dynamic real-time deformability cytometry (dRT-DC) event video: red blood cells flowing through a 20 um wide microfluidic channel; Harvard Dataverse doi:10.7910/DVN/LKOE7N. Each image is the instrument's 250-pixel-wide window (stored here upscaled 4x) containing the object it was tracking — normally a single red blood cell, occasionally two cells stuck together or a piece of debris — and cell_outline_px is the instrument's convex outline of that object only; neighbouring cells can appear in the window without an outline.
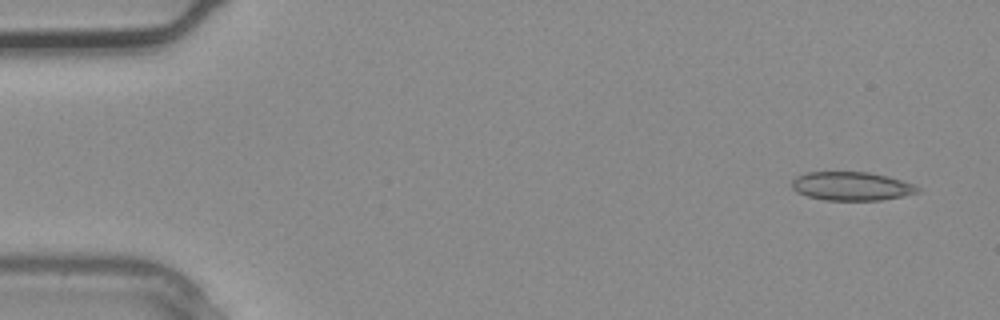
{"species": "common noctule bat (a hibernating species)", "species_latin": "Nyctalus noctula", "temperature_condition": "warm", "stored_images_in_passage": 4, "camera_frame_rate_fps": 3000, "um_per_image_px": 0.085, "animal": {"sex": "male", "body_mass_g": 20.4}, "frame": {"image": 1, "passage_image": 1, "time_ms": 0.0, "image_size_px": [1000, 320], "cell_outline_px": [[920, 192], [904, 196], [880, 200], [824, 200], [808, 196], [796, 192], [792, 188], [792, 180], [796, 176], [808, 172], [868, 172], [888, 176], [912, 184], [920, 188]], "centroid_in_image_um": [72.37, 15.82], "position_along_channel_um": 12.6, "area_um2": 20.98}}